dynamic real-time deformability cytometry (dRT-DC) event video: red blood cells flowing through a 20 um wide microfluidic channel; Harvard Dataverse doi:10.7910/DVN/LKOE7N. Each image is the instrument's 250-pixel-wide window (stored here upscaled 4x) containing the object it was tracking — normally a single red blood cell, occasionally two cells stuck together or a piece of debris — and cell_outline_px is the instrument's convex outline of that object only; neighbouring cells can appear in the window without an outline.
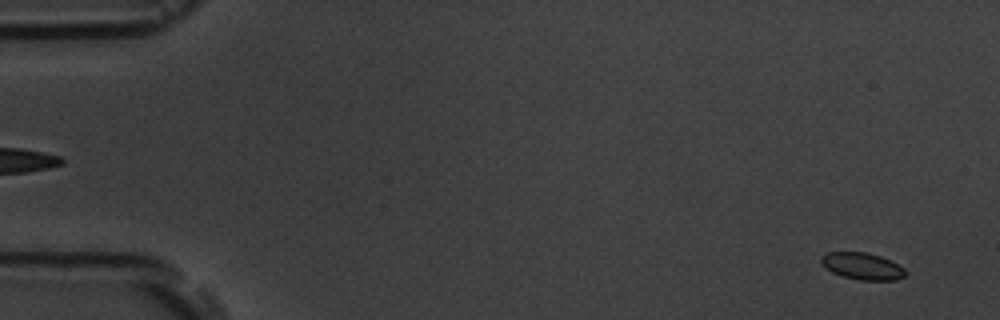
{"species": "common noctule bat (a hibernating species)", "species_latin": "Nyctalus noctula", "temperature_condition": "room temperature", "stored_images_in_passage": 4, "segment_of_instrument_passage": [2, 2], "camera_frame_rate_fps": 3000, "um_per_image_px": 0.085, "animal": {"sex": "male", "body_mass_g": 19.5, "forearm_length_mm": 54.6}, "frame": {"image": 1, "passage_image": 4, "time_ms": 3.667, "image_size_px": [1000, 320], "cell_outline_px": [[904, 276], [896, 280], [860, 280], [840, 276], [832, 272], [820, 260], [820, 256], [828, 252], [868, 252], [880, 256], [904, 268]], "centroid_in_image_um": [73.27, 22.62], "position_along_channel_um": 11.7, "area_um2": 13.01}}